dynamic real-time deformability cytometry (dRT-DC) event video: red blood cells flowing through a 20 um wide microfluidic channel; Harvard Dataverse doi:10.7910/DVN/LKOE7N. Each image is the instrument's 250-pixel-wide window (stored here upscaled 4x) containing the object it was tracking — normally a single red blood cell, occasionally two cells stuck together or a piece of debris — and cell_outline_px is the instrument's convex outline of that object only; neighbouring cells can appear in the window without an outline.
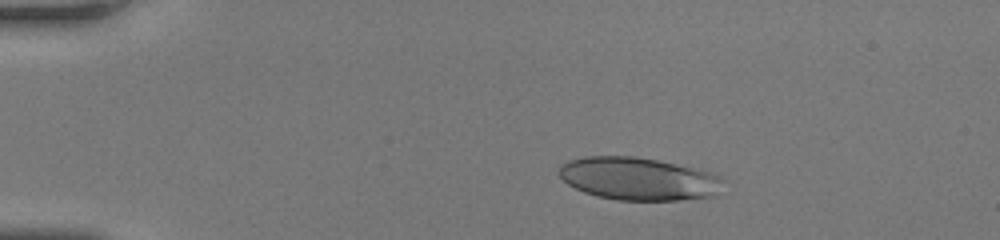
{"species": "human", "species_latin": "Homo sapiens", "temperature_condition": "room temperature", "stored_images_in_passage": 41, "camera_frame_rate_fps": 3000, "um_per_image_px": 0.085, "donor": {"sex": "female"}, "frame": {"image": 1, "passage_image": 1, "time_ms": 0.0, "image_size_px": [1000, 240], "cell_outline_px": [[724, 180], [716, 196], [676, 200], [616, 200], [596, 196], [584, 192], [568, 184], [560, 176], [560, 164], [568, 160], [584, 156], [632, 156], [656, 160], [676, 164], [708, 172], [720, 176]], "centroid_in_image_um": [54.25, 15.2], "position_along_channel_um": 30.8, "area_um2": 40.75}}
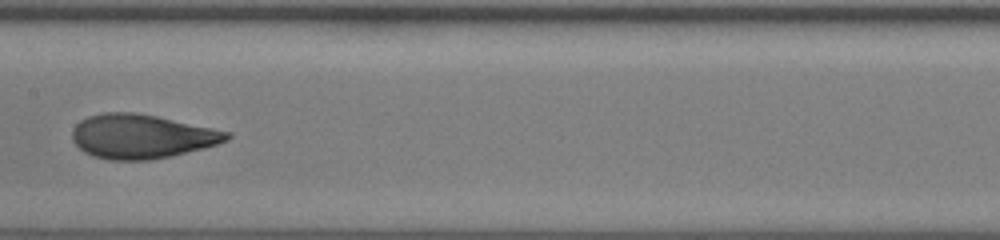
{"frame": {"image": 2, "passage_image": 18, "time_ms": 5.667, "image_size_px": [1000, 240], "cell_outline_px": [[232, 136], [228, 140], [216, 144], [168, 156], [148, 160], [112, 160], [92, 156], [84, 152], [72, 140], [72, 132], [76, 124], [80, 120], [88, 116], [104, 112], [132, 112], [156, 116], [232, 132]], "centroid_in_image_um": [12.0, 11.58], "position_along_channel_um": 195.4, "area_um2": 39.42}}
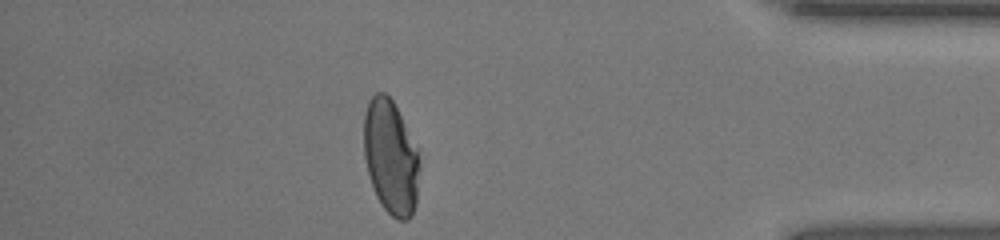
{"frame": {"image": 3, "passage_image": 35, "time_ms": 11.333, "image_size_px": [1000, 240], "cell_outline_px": [[420, 148], [416, 204], [412, 216], [408, 220], [396, 220], [380, 204], [376, 196], [368, 172], [364, 156], [364, 116], [368, 100], [376, 92], [384, 92], [392, 100]], "centroid_in_image_um": [33.23, 13.34], "position_along_channel_um": 402.0, "area_um2": 37.57}, "authors_computed_cell_mechanics": {"area_um2": 38.9572, "velocity_mm_per_s": 4.2502, "shape_relaxation_time_tau1_ms": 7.5187, "shape_relaxation_time_tau2_ms": 0.7245, "deformation_change_tau1": 0.2586, "deformation_change_tau2": 0.0635}}